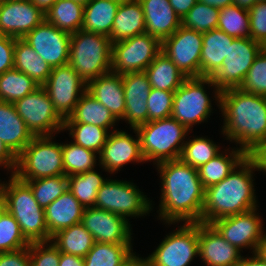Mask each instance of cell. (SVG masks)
Returning a JSON list of instances; mask_svg holds the SVG:
<instances>
[{"label":"cell","instance_id":"6da1fadb","mask_svg":"<svg viewBox=\"0 0 266 266\" xmlns=\"http://www.w3.org/2000/svg\"><path fill=\"white\" fill-rule=\"evenodd\" d=\"M162 179L160 217L168 223H202L205 189L198 169L180 159L157 164Z\"/></svg>","mask_w":266,"mask_h":266},{"label":"cell","instance_id":"7a4b0ae2","mask_svg":"<svg viewBox=\"0 0 266 266\" xmlns=\"http://www.w3.org/2000/svg\"><path fill=\"white\" fill-rule=\"evenodd\" d=\"M219 105L227 139L241 144L248 155L266 142V96L230 88L221 91Z\"/></svg>","mask_w":266,"mask_h":266},{"label":"cell","instance_id":"3957f363","mask_svg":"<svg viewBox=\"0 0 266 266\" xmlns=\"http://www.w3.org/2000/svg\"><path fill=\"white\" fill-rule=\"evenodd\" d=\"M242 167V168H241ZM240 171L235 169L221 182L205 189L202 208V223L241 214L256 208L252 169L258 165L251 155L240 163Z\"/></svg>","mask_w":266,"mask_h":266},{"label":"cell","instance_id":"277c9868","mask_svg":"<svg viewBox=\"0 0 266 266\" xmlns=\"http://www.w3.org/2000/svg\"><path fill=\"white\" fill-rule=\"evenodd\" d=\"M7 184L0 183V194L6 210L20 225L23 236L30 242H50L44 209L35 200L30 186L12 174Z\"/></svg>","mask_w":266,"mask_h":266},{"label":"cell","instance_id":"5b68a950","mask_svg":"<svg viewBox=\"0 0 266 266\" xmlns=\"http://www.w3.org/2000/svg\"><path fill=\"white\" fill-rule=\"evenodd\" d=\"M68 64L86 84L111 72L112 43L110 38L82 29L71 34Z\"/></svg>","mask_w":266,"mask_h":266},{"label":"cell","instance_id":"8992f818","mask_svg":"<svg viewBox=\"0 0 266 266\" xmlns=\"http://www.w3.org/2000/svg\"><path fill=\"white\" fill-rule=\"evenodd\" d=\"M136 129L144 160H156L157 164L180 158L183 138L189 131L173 117L149 121Z\"/></svg>","mask_w":266,"mask_h":266},{"label":"cell","instance_id":"52a82bcc","mask_svg":"<svg viewBox=\"0 0 266 266\" xmlns=\"http://www.w3.org/2000/svg\"><path fill=\"white\" fill-rule=\"evenodd\" d=\"M51 139V135L34 136L17 156L14 175L20 180L65 175L62 144Z\"/></svg>","mask_w":266,"mask_h":266},{"label":"cell","instance_id":"ba28073f","mask_svg":"<svg viewBox=\"0 0 266 266\" xmlns=\"http://www.w3.org/2000/svg\"><path fill=\"white\" fill-rule=\"evenodd\" d=\"M263 48V45L250 37L235 38L232 44H229V51L221 67L210 77L215 85L217 95L215 98L218 102H220L221 91L240 87Z\"/></svg>","mask_w":266,"mask_h":266},{"label":"cell","instance_id":"9c48e42d","mask_svg":"<svg viewBox=\"0 0 266 266\" xmlns=\"http://www.w3.org/2000/svg\"><path fill=\"white\" fill-rule=\"evenodd\" d=\"M162 50V42L148 33L112 43L111 72H143Z\"/></svg>","mask_w":266,"mask_h":266},{"label":"cell","instance_id":"30bf717a","mask_svg":"<svg viewBox=\"0 0 266 266\" xmlns=\"http://www.w3.org/2000/svg\"><path fill=\"white\" fill-rule=\"evenodd\" d=\"M204 84L215 86L210 77H189L174 92L171 117L188 130L195 123L204 122L211 112L212 106Z\"/></svg>","mask_w":266,"mask_h":266},{"label":"cell","instance_id":"8fae6325","mask_svg":"<svg viewBox=\"0 0 266 266\" xmlns=\"http://www.w3.org/2000/svg\"><path fill=\"white\" fill-rule=\"evenodd\" d=\"M199 255V223H186L165 237L147 258L148 266H188Z\"/></svg>","mask_w":266,"mask_h":266},{"label":"cell","instance_id":"7c38bea8","mask_svg":"<svg viewBox=\"0 0 266 266\" xmlns=\"http://www.w3.org/2000/svg\"><path fill=\"white\" fill-rule=\"evenodd\" d=\"M13 104L34 136L51 135L63 129L64 119L57 113L42 86Z\"/></svg>","mask_w":266,"mask_h":266},{"label":"cell","instance_id":"4fadbf2b","mask_svg":"<svg viewBox=\"0 0 266 266\" xmlns=\"http://www.w3.org/2000/svg\"><path fill=\"white\" fill-rule=\"evenodd\" d=\"M148 198L127 181L107 180L98 190L95 207L115 213L125 219L141 216L151 209Z\"/></svg>","mask_w":266,"mask_h":266},{"label":"cell","instance_id":"5bb4252c","mask_svg":"<svg viewBox=\"0 0 266 266\" xmlns=\"http://www.w3.org/2000/svg\"><path fill=\"white\" fill-rule=\"evenodd\" d=\"M203 33L187 29L182 25L162 41L163 52L182 72L189 77H200V57Z\"/></svg>","mask_w":266,"mask_h":266},{"label":"cell","instance_id":"9a60e30c","mask_svg":"<svg viewBox=\"0 0 266 266\" xmlns=\"http://www.w3.org/2000/svg\"><path fill=\"white\" fill-rule=\"evenodd\" d=\"M42 87L57 113L66 119L74 112L75 106L87 89V84L69 64H66L52 68Z\"/></svg>","mask_w":266,"mask_h":266},{"label":"cell","instance_id":"2e32d148","mask_svg":"<svg viewBox=\"0 0 266 266\" xmlns=\"http://www.w3.org/2000/svg\"><path fill=\"white\" fill-rule=\"evenodd\" d=\"M71 34L44 20L24 38L51 68L69 63Z\"/></svg>","mask_w":266,"mask_h":266},{"label":"cell","instance_id":"e0dca14e","mask_svg":"<svg viewBox=\"0 0 266 266\" xmlns=\"http://www.w3.org/2000/svg\"><path fill=\"white\" fill-rule=\"evenodd\" d=\"M256 209L217 219L211 225L225 240L239 250L252 247L255 253L264 233L262 221L255 213Z\"/></svg>","mask_w":266,"mask_h":266},{"label":"cell","instance_id":"ac0fdd59","mask_svg":"<svg viewBox=\"0 0 266 266\" xmlns=\"http://www.w3.org/2000/svg\"><path fill=\"white\" fill-rule=\"evenodd\" d=\"M45 20V13L30 0L0 1V34L24 38Z\"/></svg>","mask_w":266,"mask_h":266},{"label":"cell","instance_id":"d6986e66","mask_svg":"<svg viewBox=\"0 0 266 266\" xmlns=\"http://www.w3.org/2000/svg\"><path fill=\"white\" fill-rule=\"evenodd\" d=\"M81 223L95 242L131 243L128 219L96 207L85 208Z\"/></svg>","mask_w":266,"mask_h":266},{"label":"cell","instance_id":"ffe728a7","mask_svg":"<svg viewBox=\"0 0 266 266\" xmlns=\"http://www.w3.org/2000/svg\"><path fill=\"white\" fill-rule=\"evenodd\" d=\"M125 112L122 119H126L132 129L148 122L147 100L151 85L147 74L143 72L127 73L122 75Z\"/></svg>","mask_w":266,"mask_h":266},{"label":"cell","instance_id":"44dd1931","mask_svg":"<svg viewBox=\"0 0 266 266\" xmlns=\"http://www.w3.org/2000/svg\"><path fill=\"white\" fill-rule=\"evenodd\" d=\"M138 139H133L124 131H114L108 135L105 145L99 153V161L108 172L117 171L131 161H145L141 153L140 137L136 128Z\"/></svg>","mask_w":266,"mask_h":266},{"label":"cell","instance_id":"7402d4cb","mask_svg":"<svg viewBox=\"0 0 266 266\" xmlns=\"http://www.w3.org/2000/svg\"><path fill=\"white\" fill-rule=\"evenodd\" d=\"M199 256L207 266H237L240 250L225 240L211 224L199 222Z\"/></svg>","mask_w":266,"mask_h":266},{"label":"cell","instance_id":"603a6c76","mask_svg":"<svg viewBox=\"0 0 266 266\" xmlns=\"http://www.w3.org/2000/svg\"><path fill=\"white\" fill-rule=\"evenodd\" d=\"M139 2L144 11L145 33L162 42L181 26V19L174 12L169 0H139Z\"/></svg>","mask_w":266,"mask_h":266},{"label":"cell","instance_id":"cb8c5ba5","mask_svg":"<svg viewBox=\"0 0 266 266\" xmlns=\"http://www.w3.org/2000/svg\"><path fill=\"white\" fill-rule=\"evenodd\" d=\"M86 91L118 120L124 117L126 102L122 75L109 72L87 83Z\"/></svg>","mask_w":266,"mask_h":266},{"label":"cell","instance_id":"d4e9b609","mask_svg":"<svg viewBox=\"0 0 266 266\" xmlns=\"http://www.w3.org/2000/svg\"><path fill=\"white\" fill-rule=\"evenodd\" d=\"M34 138L13 103L0 101V140L17 157Z\"/></svg>","mask_w":266,"mask_h":266},{"label":"cell","instance_id":"484cf974","mask_svg":"<svg viewBox=\"0 0 266 266\" xmlns=\"http://www.w3.org/2000/svg\"><path fill=\"white\" fill-rule=\"evenodd\" d=\"M85 208L67 190L44 209L45 222L49 235L82 221Z\"/></svg>","mask_w":266,"mask_h":266},{"label":"cell","instance_id":"4316f807","mask_svg":"<svg viewBox=\"0 0 266 266\" xmlns=\"http://www.w3.org/2000/svg\"><path fill=\"white\" fill-rule=\"evenodd\" d=\"M234 39L218 28L203 33L200 77H211L221 67Z\"/></svg>","mask_w":266,"mask_h":266},{"label":"cell","instance_id":"83f0119b","mask_svg":"<svg viewBox=\"0 0 266 266\" xmlns=\"http://www.w3.org/2000/svg\"><path fill=\"white\" fill-rule=\"evenodd\" d=\"M142 33H145V17L139 0L120 4L111 30V43L123 41Z\"/></svg>","mask_w":266,"mask_h":266},{"label":"cell","instance_id":"f1b7e54d","mask_svg":"<svg viewBox=\"0 0 266 266\" xmlns=\"http://www.w3.org/2000/svg\"><path fill=\"white\" fill-rule=\"evenodd\" d=\"M119 5L112 0H91L84 5L82 30L110 38Z\"/></svg>","mask_w":266,"mask_h":266},{"label":"cell","instance_id":"f546056e","mask_svg":"<svg viewBox=\"0 0 266 266\" xmlns=\"http://www.w3.org/2000/svg\"><path fill=\"white\" fill-rule=\"evenodd\" d=\"M116 121L112 113L87 91L82 94L74 112L64 119V123H85L107 130L113 127Z\"/></svg>","mask_w":266,"mask_h":266},{"label":"cell","instance_id":"4dcf8cb0","mask_svg":"<svg viewBox=\"0 0 266 266\" xmlns=\"http://www.w3.org/2000/svg\"><path fill=\"white\" fill-rule=\"evenodd\" d=\"M14 68L25 73L42 86L51 74L52 68L23 39L15 38Z\"/></svg>","mask_w":266,"mask_h":266},{"label":"cell","instance_id":"1f68e13d","mask_svg":"<svg viewBox=\"0 0 266 266\" xmlns=\"http://www.w3.org/2000/svg\"><path fill=\"white\" fill-rule=\"evenodd\" d=\"M144 72L149 78L151 88L164 91L175 92L187 78L163 52L155 57Z\"/></svg>","mask_w":266,"mask_h":266},{"label":"cell","instance_id":"d6a6232c","mask_svg":"<svg viewBox=\"0 0 266 266\" xmlns=\"http://www.w3.org/2000/svg\"><path fill=\"white\" fill-rule=\"evenodd\" d=\"M248 156L243 149L230 153V157L218 154L198 168V175L204 189L221 182Z\"/></svg>","mask_w":266,"mask_h":266},{"label":"cell","instance_id":"836d02e7","mask_svg":"<svg viewBox=\"0 0 266 266\" xmlns=\"http://www.w3.org/2000/svg\"><path fill=\"white\" fill-rule=\"evenodd\" d=\"M84 5L74 0H57L45 13V20L70 34L82 29Z\"/></svg>","mask_w":266,"mask_h":266},{"label":"cell","instance_id":"e575fe53","mask_svg":"<svg viewBox=\"0 0 266 266\" xmlns=\"http://www.w3.org/2000/svg\"><path fill=\"white\" fill-rule=\"evenodd\" d=\"M60 252L84 258L95 241L83 224L77 223L58 231L51 239Z\"/></svg>","mask_w":266,"mask_h":266},{"label":"cell","instance_id":"d590c367","mask_svg":"<svg viewBox=\"0 0 266 266\" xmlns=\"http://www.w3.org/2000/svg\"><path fill=\"white\" fill-rule=\"evenodd\" d=\"M106 181L107 179H103L92 169L81 174L68 176V190L84 208L95 207L98 190Z\"/></svg>","mask_w":266,"mask_h":266},{"label":"cell","instance_id":"8d00e7d4","mask_svg":"<svg viewBox=\"0 0 266 266\" xmlns=\"http://www.w3.org/2000/svg\"><path fill=\"white\" fill-rule=\"evenodd\" d=\"M38 85L25 73L13 68L0 75V101L14 103L34 92Z\"/></svg>","mask_w":266,"mask_h":266},{"label":"cell","instance_id":"74e56055","mask_svg":"<svg viewBox=\"0 0 266 266\" xmlns=\"http://www.w3.org/2000/svg\"><path fill=\"white\" fill-rule=\"evenodd\" d=\"M131 243L95 242L84 257V266H119L131 252Z\"/></svg>","mask_w":266,"mask_h":266},{"label":"cell","instance_id":"f35d334b","mask_svg":"<svg viewBox=\"0 0 266 266\" xmlns=\"http://www.w3.org/2000/svg\"><path fill=\"white\" fill-rule=\"evenodd\" d=\"M23 181L30 186L35 200L43 209L68 190V176L66 175Z\"/></svg>","mask_w":266,"mask_h":266},{"label":"cell","instance_id":"ab89813d","mask_svg":"<svg viewBox=\"0 0 266 266\" xmlns=\"http://www.w3.org/2000/svg\"><path fill=\"white\" fill-rule=\"evenodd\" d=\"M70 130L74 144L99 154L106 143L109 133L107 129L85 123H63V129Z\"/></svg>","mask_w":266,"mask_h":266},{"label":"cell","instance_id":"60d3db41","mask_svg":"<svg viewBox=\"0 0 266 266\" xmlns=\"http://www.w3.org/2000/svg\"><path fill=\"white\" fill-rule=\"evenodd\" d=\"M96 152L74 144H62V158L66 176L81 174L94 169Z\"/></svg>","mask_w":266,"mask_h":266},{"label":"cell","instance_id":"b9f144b4","mask_svg":"<svg viewBox=\"0 0 266 266\" xmlns=\"http://www.w3.org/2000/svg\"><path fill=\"white\" fill-rule=\"evenodd\" d=\"M217 28L234 38L250 37L248 10L237 5L221 8Z\"/></svg>","mask_w":266,"mask_h":266},{"label":"cell","instance_id":"7bdbcfd3","mask_svg":"<svg viewBox=\"0 0 266 266\" xmlns=\"http://www.w3.org/2000/svg\"><path fill=\"white\" fill-rule=\"evenodd\" d=\"M219 12L220 9L197 1L181 20V25L200 33L209 32L217 28Z\"/></svg>","mask_w":266,"mask_h":266},{"label":"cell","instance_id":"ee69618b","mask_svg":"<svg viewBox=\"0 0 266 266\" xmlns=\"http://www.w3.org/2000/svg\"><path fill=\"white\" fill-rule=\"evenodd\" d=\"M219 154V147L213 141L199 137L184 143L180 160L194 168H199Z\"/></svg>","mask_w":266,"mask_h":266},{"label":"cell","instance_id":"f6af8a7d","mask_svg":"<svg viewBox=\"0 0 266 266\" xmlns=\"http://www.w3.org/2000/svg\"><path fill=\"white\" fill-rule=\"evenodd\" d=\"M29 244L16 219L6 210L0 217V253L29 247Z\"/></svg>","mask_w":266,"mask_h":266},{"label":"cell","instance_id":"bcb514c9","mask_svg":"<svg viewBox=\"0 0 266 266\" xmlns=\"http://www.w3.org/2000/svg\"><path fill=\"white\" fill-rule=\"evenodd\" d=\"M239 89L245 93L266 96V47L254 60Z\"/></svg>","mask_w":266,"mask_h":266},{"label":"cell","instance_id":"7dc6e473","mask_svg":"<svg viewBox=\"0 0 266 266\" xmlns=\"http://www.w3.org/2000/svg\"><path fill=\"white\" fill-rule=\"evenodd\" d=\"M174 92L151 88L148 97V122L171 117Z\"/></svg>","mask_w":266,"mask_h":266},{"label":"cell","instance_id":"c3c4849f","mask_svg":"<svg viewBox=\"0 0 266 266\" xmlns=\"http://www.w3.org/2000/svg\"><path fill=\"white\" fill-rule=\"evenodd\" d=\"M47 243L32 242L29 244L31 266H59L61 252L53 243L49 247Z\"/></svg>","mask_w":266,"mask_h":266},{"label":"cell","instance_id":"681fc988","mask_svg":"<svg viewBox=\"0 0 266 266\" xmlns=\"http://www.w3.org/2000/svg\"><path fill=\"white\" fill-rule=\"evenodd\" d=\"M248 12L250 38L266 47V1L256 2Z\"/></svg>","mask_w":266,"mask_h":266},{"label":"cell","instance_id":"f907efd6","mask_svg":"<svg viewBox=\"0 0 266 266\" xmlns=\"http://www.w3.org/2000/svg\"><path fill=\"white\" fill-rule=\"evenodd\" d=\"M15 38L0 34V75L14 68Z\"/></svg>","mask_w":266,"mask_h":266},{"label":"cell","instance_id":"816d5d0a","mask_svg":"<svg viewBox=\"0 0 266 266\" xmlns=\"http://www.w3.org/2000/svg\"><path fill=\"white\" fill-rule=\"evenodd\" d=\"M0 266H31L29 247L0 253Z\"/></svg>","mask_w":266,"mask_h":266},{"label":"cell","instance_id":"f5cc1de1","mask_svg":"<svg viewBox=\"0 0 266 266\" xmlns=\"http://www.w3.org/2000/svg\"><path fill=\"white\" fill-rule=\"evenodd\" d=\"M5 165L7 168L14 170L15 173L17 166V157L4 145L0 140V165Z\"/></svg>","mask_w":266,"mask_h":266},{"label":"cell","instance_id":"db71d44e","mask_svg":"<svg viewBox=\"0 0 266 266\" xmlns=\"http://www.w3.org/2000/svg\"><path fill=\"white\" fill-rule=\"evenodd\" d=\"M198 0H169L174 12L182 20Z\"/></svg>","mask_w":266,"mask_h":266},{"label":"cell","instance_id":"11a10c76","mask_svg":"<svg viewBox=\"0 0 266 266\" xmlns=\"http://www.w3.org/2000/svg\"><path fill=\"white\" fill-rule=\"evenodd\" d=\"M256 161L259 170L266 172V142L262 143L253 153L250 154Z\"/></svg>","mask_w":266,"mask_h":266},{"label":"cell","instance_id":"9f6ffc18","mask_svg":"<svg viewBox=\"0 0 266 266\" xmlns=\"http://www.w3.org/2000/svg\"><path fill=\"white\" fill-rule=\"evenodd\" d=\"M59 266H84V258L61 252Z\"/></svg>","mask_w":266,"mask_h":266},{"label":"cell","instance_id":"6f0895ef","mask_svg":"<svg viewBox=\"0 0 266 266\" xmlns=\"http://www.w3.org/2000/svg\"><path fill=\"white\" fill-rule=\"evenodd\" d=\"M119 266H148L147 259H142L133 252Z\"/></svg>","mask_w":266,"mask_h":266},{"label":"cell","instance_id":"680465c9","mask_svg":"<svg viewBox=\"0 0 266 266\" xmlns=\"http://www.w3.org/2000/svg\"><path fill=\"white\" fill-rule=\"evenodd\" d=\"M237 266H266V261L261 259L256 253L252 258H243Z\"/></svg>","mask_w":266,"mask_h":266},{"label":"cell","instance_id":"91938a15","mask_svg":"<svg viewBox=\"0 0 266 266\" xmlns=\"http://www.w3.org/2000/svg\"><path fill=\"white\" fill-rule=\"evenodd\" d=\"M198 1L218 9L233 5V0H198Z\"/></svg>","mask_w":266,"mask_h":266},{"label":"cell","instance_id":"94428289","mask_svg":"<svg viewBox=\"0 0 266 266\" xmlns=\"http://www.w3.org/2000/svg\"><path fill=\"white\" fill-rule=\"evenodd\" d=\"M43 13H46L57 0H30Z\"/></svg>","mask_w":266,"mask_h":266},{"label":"cell","instance_id":"6125c7cd","mask_svg":"<svg viewBox=\"0 0 266 266\" xmlns=\"http://www.w3.org/2000/svg\"><path fill=\"white\" fill-rule=\"evenodd\" d=\"M261 259L266 261V235L264 234L262 239L260 240L256 252Z\"/></svg>","mask_w":266,"mask_h":266},{"label":"cell","instance_id":"be15d7a7","mask_svg":"<svg viewBox=\"0 0 266 266\" xmlns=\"http://www.w3.org/2000/svg\"><path fill=\"white\" fill-rule=\"evenodd\" d=\"M256 2L257 0H233V5L249 11Z\"/></svg>","mask_w":266,"mask_h":266},{"label":"cell","instance_id":"e7e4bbea","mask_svg":"<svg viewBox=\"0 0 266 266\" xmlns=\"http://www.w3.org/2000/svg\"><path fill=\"white\" fill-rule=\"evenodd\" d=\"M6 211V204L3 196L0 194V217Z\"/></svg>","mask_w":266,"mask_h":266},{"label":"cell","instance_id":"03108f58","mask_svg":"<svg viewBox=\"0 0 266 266\" xmlns=\"http://www.w3.org/2000/svg\"><path fill=\"white\" fill-rule=\"evenodd\" d=\"M74 1L79 2V3L83 4V5H86V4H88L91 0H74Z\"/></svg>","mask_w":266,"mask_h":266},{"label":"cell","instance_id":"003e7915","mask_svg":"<svg viewBox=\"0 0 266 266\" xmlns=\"http://www.w3.org/2000/svg\"><path fill=\"white\" fill-rule=\"evenodd\" d=\"M112 1H115L119 4H122V3H125V2H129V1H132V0H112Z\"/></svg>","mask_w":266,"mask_h":266},{"label":"cell","instance_id":"a7ac6f4b","mask_svg":"<svg viewBox=\"0 0 266 266\" xmlns=\"http://www.w3.org/2000/svg\"><path fill=\"white\" fill-rule=\"evenodd\" d=\"M266 0H257V2H265Z\"/></svg>","mask_w":266,"mask_h":266}]
</instances>
